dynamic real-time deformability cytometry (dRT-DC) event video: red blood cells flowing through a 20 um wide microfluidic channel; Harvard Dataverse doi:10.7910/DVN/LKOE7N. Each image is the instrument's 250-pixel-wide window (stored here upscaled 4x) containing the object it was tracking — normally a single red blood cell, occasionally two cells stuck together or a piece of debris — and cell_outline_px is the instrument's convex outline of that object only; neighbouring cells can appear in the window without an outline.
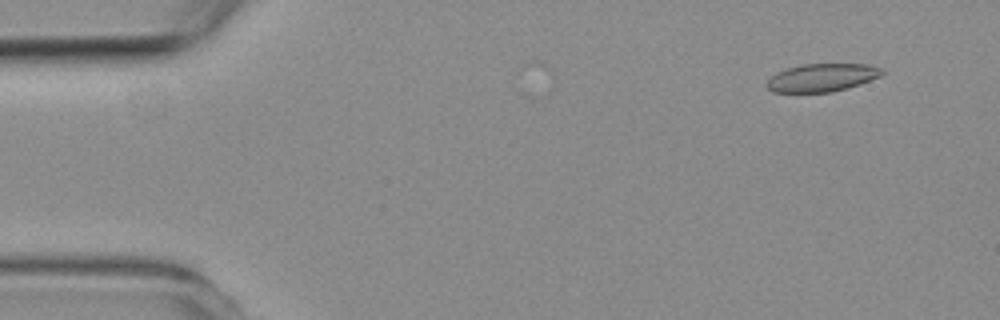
{"species": "common noctule bat (a hibernating species)", "species_latin": "Nyctalus noctula", "temperature_condition": "room temperature", "stored_images_in_passage": 4, "camera_frame_rate_fps": 3000, "um_per_image_px": 0.085, "animal": {"sex": "female", "body_mass_g": 19.3, "forearm_length_mm": 54.1}, "frame": {"image": 1, "passage_image": 2, "time_ms": 1.0, "image_size_px": [1000, 320], "cell_outline_px": [[884, 72], [880, 76], [832, 92], [772, 92], [764, 84], [776, 72], [788, 68], [804, 64], [868, 64], [880, 68]], "centroid_in_image_um": [69.8, 6.59], "position_along_channel_um": 15.2, "area_um2": 18.44}}